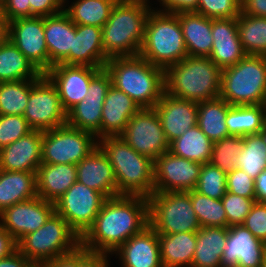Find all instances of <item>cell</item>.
Wrapping results in <instances>:
<instances>
[{
	"mask_svg": "<svg viewBox=\"0 0 266 267\" xmlns=\"http://www.w3.org/2000/svg\"><path fill=\"white\" fill-rule=\"evenodd\" d=\"M148 219V198L126 195L107 198L93 225L81 237V246L112 254L147 227Z\"/></svg>",
	"mask_w": 266,
	"mask_h": 267,
	"instance_id": "cell-1",
	"label": "cell"
},
{
	"mask_svg": "<svg viewBox=\"0 0 266 267\" xmlns=\"http://www.w3.org/2000/svg\"><path fill=\"white\" fill-rule=\"evenodd\" d=\"M150 0H118L108 21L102 27L105 56L129 57L139 55L147 18L153 7Z\"/></svg>",
	"mask_w": 266,
	"mask_h": 267,
	"instance_id": "cell-2",
	"label": "cell"
},
{
	"mask_svg": "<svg viewBox=\"0 0 266 267\" xmlns=\"http://www.w3.org/2000/svg\"><path fill=\"white\" fill-rule=\"evenodd\" d=\"M104 68L110 74L112 85L140 108H154L165 92L164 70L140 55L111 58Z\"/></svg>",
	"mask_w": 266,
	"mask_h": 267,
	"instance_id": "cell-3",
	"label": "cell"
},
{
	"mask_svg": "<svg viewBox=\"0 0 266 267\" xmlns=\"http://www.w3.org/2000/svg\"><path fill=\"white\" fill-rule=\"evenodd\" d=\"M99 146L113 167L119 195L148 198L154 192V161L130 147L121 136L105 137Z\"/></svg>",
	"mask_w": 266,
	"mask_h": 267,
	"instance_id": "cell-4",
	"label": "cell"
},
{
	"mask_svg": "<svg viewBox=\"0 0 266 267\" xmlns=\"http://www.w3.org/2000/svg\"><path fill=\"white\" fill-rule=\"evenodd\" d=\"M221 72L209 57L187 56L164 71L165 92L195 102L218 98Z\"/></svg>",
	"mask_w": 266,
	"mask_h": 267,
	"instance_id": "cell-5",
	"label": "cell"
},
{
	"mask_svg": "<svg viewBox=\"0 0 266 267\" xmlns=\"http://www.w3.org/2000/svg\"><path fill=\"white\" fill-rule=\"evenodd\" d=\"M139 55L164 71L188 56L176 14L151 10Z\"/></svg>",
	"mask_w": 266,
	"mask_h": 267,
	"instance_id": "cell-6",
	"label": "cell"
},
{
	"mask_svg": "<svg viewBox=\"0 0 266 267\" xmlns=\"http://www.w3.org/2000/svg\"><path fill=\"white\" fill-rule=\"evenodd\" d=\"M220 97L230 105L266 103V56L246 55L222 69Z\"/></svg>",
	"mask_w": 266,
	"mask_h": 267,
	"instance_id": "cell-7",
	"label": "cell"
},
{
	"mask_svg": "<svg viewBox=\"0 0 266 267\" xmlns=\"http://www.w3.org/2000/svg\"><path fill=\"white\" fill-rule=\"evenodd\" d=\"M81 245V238L68 222L54 212L45 224L17 242V249L33 264H45L69 254Z\"/></svg>",
	"mask_w": 266,
	"mask_h": 267,
	"instance_id": "cell-8",
	"label": "cell"
},
{
	"mask_svg": "<svg viewBox=\"0 0 266 267\" xmlns=\"http://www.w3.org/2000/svg\"><path fill=\"white\" fill-rule=\"evenodd\" d=\"M149 225L158 234L197 232L201 226L191 202L190 191L153 192L148 197Z\"/></svg>",
	"mask_w": 266,
	"mask_h": 267,
	"instance_id": "cell-9",
	"label": "cell"
},
{
	"mask_svg": "<svg viewBox=\"0 0 266 267\" xmlns=\"http://www.w3.org/2000/svg\"><path fill=\"white\" fill-rule=\"evenodd\" d=\"M99 146L96 135L65 124L43 131L41 160L45 164H75Z\"/></svg>",
	"mask_w": 266,
	"mask_h": 267,
	"instance_id": "cell-10",
	"label": "cell"
},
{
	"mask_svg": "<svg viewBox=\"0 0 266 267\" xmlns=\"http://www.w3.org/2000/svg\"><path fill=\"white\" fill-rule=\"evenodd\" d=\"M106 199L102 193L76 181L54 203L55 212L62 216L81 238L93 225Z\"/></svg>",
	"mask_w": 266,
	"mask_h": 267,
	"instance_id": "cell-11",
	"label": "cell"
},
{
	"mask_svg": "<svg viewBox=\"0 0 266 267\" xmlns=\"http://www.w3.org/2000/svg\"><path fill=\"white\" fill-rule=\"evenodd\" d=\"M23 117L33 130L46 131L66 124L67 112L55 85L45 74L32 85Z\"/></svg>",
	"mask_w": 266,
	"mask_h": 267,
	"instance_id": "cell-12",
	"label": "cell"
},
{
	"mask_svg": "<svg viewBox=\"0 0 266 267\" xmlns=\"http://www.w3.org/2000/svg\"><path fill=\"white\" fill-rule=\"evenodd\" d=\"M121 137L130 147L153 161L169 151V142L155 108H141L136 112Z\"/></svg>",
	"mask_w": 266,
	"mask_h": 267,
	"instance_id": "cell-13",
	"label": "cell"
},
{
	"mask_svg": "<svg viewBox=\"0 0 266 267\" xmlns=\"http://www.w3.org/2000/svg\"><path fill=\"white\" fill-rule=\"evenodd\" d=\"M112 85L110 74L102 68L90 81L86 96L67 112L66 124L88 131L100 140L104 100Z\"/></svg>",
	"mask_w": 266,
	"mask_h": 267,
	"instance_id": "cell-14",
	"label": "cell"
},
{
	"mask_svg": "<svg viewBox=\"0 0 266 267\" xmlns=\"http://www.w3.org/2000/svg\"><path fill=\"white\" fill-rule=\"evenodd\" d=\"M202 164L167 151L154 160V192L194 190Z\"/></svg>",
	"mask_w": 266,
	"mask_h": 267,
	"instance_id": "cell-15",
	"label": "cell"
},
{
	"mask_svg": "<svg viewBox=\"0 0 266 267\" xmlns=\"http://www.w3.org/2000/svg\"><path fill=\"white\" fill-rule=\"evenodd\" d=\"M7 38L42 74L49 70L44 17L18 18L8 22Z\"/></svg>",
	"mask_w": 266,
	"mask_h": 267,
	"instance_id": "cell-16",
	"label": "cell"
},
{
	"mask_svg": "<svg viewBox=\"0 0 266 267\" xmlns=\"http://www.w3.org/2000/svg\"><path fill=\"white\" fill-rule=\"evenodd\" d=\"M54 212V203L36 196L4 209L0 213V225L18 242L42 227Z\"/></svg>",
	"mask_w": 266,
	"mask_h": 267,
	"instance_id": "cell-17",
	"label": "cell"
},
{
	"mask_svg": "<svg viewBox=\"0 0 266 267\" xmlns=\"http://www.w3.org/2000/svg\"><path fill=\"white\" fill-rule=\"evenodd\" d=\"M266 244L243 225L228 227L226 246L221 258L222 267H263Z\"/></svg>",
	"mask_w": 266,
	"mask_h": 267,
	"instance_id": "cell-18",
	"label": "cell"
},
{
	"mask_svg": "<svg viewBox=\"0 0 266 267\" xmlns=\"http://www.w3.org/2000/svg\"><path fill=\"white\" fill-rule=\"evenodd\" d=\"M102 68L56 64L45 75L55 85L66 112L84 99L91 79Z\"/></svg>",
	"mask_w": 266,
	"mask_h": 267,
	"instance_id": "cell-19",
	"label": "cell"
},
{
	"mask_svg": "<svg viewBox=\"0 0 266 267\" xmlns=\"http://www.w3.org/2000/svg\"><path fill=\"white\" fill-rule=\"evenodd\" d=\"M154 108L161 119L169 143L197 125L198 107L195 101L164 92Z\"/></svg>",
	"mask_w": 266,
	"mask_h": 267,
	"instance_id": "cell-20",
	"label": "cell"
},
{
	"mask_svg": "<svg viewBox=\"0 0 266 267\" xmlns=\"http://www.w3.org/2000/svg\"><path fill=\"white\" fill-rule=\"evenodd\" d=\"M112 254L119 256L120 267H163L158 233L150 225L130 237Z\"/></svg>",
	"mask_w": 266,
	"mask_h": 267,
	"instance_id": "cell-21",
	"label": "cell"
},
{
	"mask_svg": "<svg viewBox=\"0 0 266 267\" xmlns=\"http://www.w3.org/2000/svg\"><path fill=\"white\" fill-rule=\"evenodd\" d=\"M77 181L102 193L106 198L118 196L113 167L98 146L76 165Z\"/></svg>",
	"mask_w": 266,
	"mask_h": 267,
	"instance_id": "cell-22",
	"label": "cell"
},
{
	"mask_svg": "<svg viewBox=\"0 0 266 267\" xmlns=\"http://www.w3.org/2000/svg\"><path fill=\"white\" fill-rule=\"evenodd\" d=\"M212 51L209 59L221 70L246 56L239 39L237 18L212 19Z\"/></svg>",
	"mask_w": 266,
	"mask_h": 267,
	"instance_id": "cell-23",
	"label": "cell"
},
{
	"mask_svg": "<svg viewBox=\"0 0 266 267\" xmlns=\"http://www.w3.org/2000/svg\"><path fill=\"white\" fill-rule=\"evenodd\" d=\"M43 131L32 130L27 135L0 150V170L37 172L42 163Z\"/></svg>",
	"mask_w": 266,
	"mask_h": 267,
	"instance_id": "cell-24",
	"label": "cell"
},
{
	"mask_svg": "<svg viewBox=\"0 0 266 267\" xmlns=\"http://www.w3.org/2000/svg\"><path fill=\"white\" fill-rule=\"evenodd\" d=\"M44 33L49 55V69L56 64L70 65L76 24L62 11L44 17Z\"/></svg>",
	"mask_w": 266,
	"mask_h": 267,
	"instance_id": "cell-25",
	"label": "cell"
},
{
	"mask_svg": "<svg viewBox=\"0 0 266 267\" xmlns=\"http://www.w3.org/2000/svg\"><path fill=\"white\" fill-rule=\"evenodd\" d=\"M140 109L125 92L111 85L102 109L100 139L121 136L129 119Z\"/></svg>",
	"mask_w": 266,
	"mask_h": 267,
	"instance_id": "cell-26",
	"label": "cell"
},
{
	"mask_svg": "<svg viewBox=\"0 0 266 267\" xmlns=\"http://www.w3.org/2000/svg\"><path fill=\"white\" fill-rule=\"evenodd\" d=\"M108 60L103 49L102 28L76 24L73 50H70V65L104 68Z\"/></svg>",
	"mask_w": 266,
	"mask_h": 267,
	"instance_id": "cell-27",
	"label": "cell"
},
{
	"mask_svg": "<svg viewBox=\"0 0 266 267\" xmlns=\"http://www.w3.org/2000/svg\"><path fill=\"white\" fill-rule=\"evenodd\" d=\"M75 164L41 163L36 172L37 194L55 203L76 181Z\"/></svg>",
	"mask_w": 266,
	"mask_h": 267,
	"instance_id": "cell-28",
	"label": "cell"
},
{
	"mask_svg": "<svg viewBox=\"0 0 266 267\" xmlns=\"http://www.w3.org/2000/svg\"><path fill=\"white\" fill-rule=\"evenodd\" d=\"M180 21L188 56L209 57L212 51V19L196 12L176 14Z\"/></svg>",
	"mask_w": 266,
	"mask_h": 267,
	"instance_id": "cell-29",
	"label": "cell"
},
{
	"mask_svg": "<svg viewBox=\"0 0 266 267\" xmlns=\"http://www.w3.org/2000/svg\"><path fill=\"white\" fill-rule=\"evenodd\" d=\"M38 196L36 172L0 170V213Z\"/></svg>",
	"mask_w": 266,
	"mask_h": 267,
	"instance_id": "cell-30",
	"label": "cell"
},
{
	"mask_svg": "<svg viewBox=\"0 0 266 267\" xmlns=\"http://www.w3.org/2000/svg\"><path fill=\"white\" fill-rule=\"evenodd\" d=\"M227 237V227H201L196 232L192 267H222L221 258Z\"/></svg>",
	"mask_w": 266,
	"mask_h": 267,
	"instance_id": "cell-31",
	"label": "cell"
},
{
	"mask_svg": "<svg viewBox=\"0 0 266 267\" xmlns=\"http://www.w3.org/2000/svg\"><path fill=\"white\" fill-rule=\"evenodd\" d=\"M163 267H192L196 232L158 234Z\"/></svg>",
	"mask_w": 266,
	"mask_h": 267,
	"instance_id": "cell-32",
	"label": "cell"
},
{
	"mask_svg": "<svg viewBox=\"0 0 266 267\" xmlns=\"http://www.w3.org/2000/svg\"><path fill=\"white\" fill-rule=\"evenodd\" d=\"M43 74L6 38L0 45V82L39 79Z\"/></svg>",
	"mask_w": 266,
	"mask_h": 267,
	"instance_id": "cell-33",
	"label": "cell"
},
{
	"mask_svg": "<svg viewBox=\"0 0 266 267\" xmlns=\"http://www.w3.org/2000/svg\"><path fill=\"white\" fill-rule=\"evenodd\" d=\"M230 106L221 97L197 102V125L213 143L230 136L225 123Z\"/></svg>",
	"mask_w": 266,
	"mask_h": 267,
	"instance_id": "cell-34",
	"label": "cell"
},
{
	"mask_svg": "<svg viewBox=\"0 0 266 267\" xmlns=\"http://www.w3.org/2000/svg\"><path fill=\"white\" fill-rule=\"evenodd\" d=\"M225 123L229 135L243 137L258 134L266 123L265 104L231 105Z\"/></svg>",
	"mask_w": 266,
	"mask_h": 267,
	"instance_id": "cell-35",
	"label": "cell"
},
{
	"mask_svg": "<svg viewBox=\"0 0 266 267\" xmlns=\"http://www.w3.org/2000/svg\"><path fill=\"white\" fill-rule=\"evenodd\" d=\"M67 1V3H66ZM64 0L63 11L77 25H92L102 28L108 21L111 11L118 0ZM68 7V8H66Z\"/></svg>",
	"mask_w": 266,
	"mask_h": 267,
	"instance_id": "cell-36",
	"label": "cell"
},
{
	"mask_svg": "<svg viewBox=\"0 0 266 267\" xmlns=\"http://www.w3.org/2000/svg\"><path fill=\"white\" fill-rule=\"evenodd\" d=\"M213 142L196 125L169 143V151L200 164L210 162Z\"/></svg>",
	"mask_w": 266,
	"mask_h": 267,
	"instance_id": "cell-37",
	"label": "cell"
},
{
	"mask_svg": "<svg viewBox=\"0 0 266 267\" xmlns=\"http://www.w3.org/2000/svg\"><path fill=\"white\" fill-rule=\"evenodd\" d=\"M237 27L246 55L266 56V17L240 13L237 17Z\"/></svg>",
	"mask_w": 266,
	"mask_h": 267,
	"instance_id": "cell-38",
	"label": "cell"
},
{
	"mask_svg": "<svg viewBox=\"0 0 266 267\" xmlns=\"http://www.w3.org/2000/svg\"><path fill=\"white\" fill-rule=\"evenodd\" d=\"M38 79L0 82V115L23 116L32 85Z\"/></svg>",
	"mask_w": 266,
	"mask_h": 267,
	"instance_id": "cell-39",
	"label": "cell"
},
{
	"mask_svg": "<svg viewBox=\"0 0 266 267\" xmlns=\"http://www.w3.org/2000/svg\"><path fill=\"white\" fill-rule=\"evenodd\" d=\"M243 142L242 152L238 155V168L256 179L266 169V147L259 133L243 136Z\"/></svg>",
	"mask_w": 266,
	"mask_h": 267,
	"instance_id": "cell-40",
	"label": "cell"
},
{
	"mask_svg": "<svg viewBox=\"0 0 266 267\" xmlns=\"http://www.w3.org/2000/svg\"><path fill=\"white\" fill-rule=\"evenodd\" d=\"M191 202L201 227H227L221 199H213L191 190Z\"/></svg>",
	"mask_w": 266,
	"mask_h": 267,
	"instance_id": "cell-41",
	"label": "cell"
},
{
	"mask_svg": "<svg viewBox=\"0 0 266 267\" xmlns=\"http://www.w3.org/2000/svg\"><path fill=\"white\" fill-rule=\"evenodd\" d=\"M243 137L227 136L212 146L210 163L228 174L238 167V155L243 149Z\"/></svg>",
	"mask_w": 266,
	"mask_h": 267,
	"instance_id": "cell-42",
	"label": "cell"
},
{
	"mask_svg": "<svg viewBox=\"0 0 266 267\" xmlns=\"http://www.w3.org/2000/svg\"><path fill=\"white\" fill-rule=\"evenodd\" d=\"M227 174L210 162L201 166L195 191L213 199H221L227 192Z\"/></svg>",
	"mask_w": 266,
	"mask_h": 267,
	"instance_id": "cell-43",
	"label": "cell"
},
{
	"mask_svg": "<svg viewBox=\"0 0 266 267\" xmlns=\"http://www.w3.org/2000/svg\"><path fill=\"white\" fill-rule=\"evenodd\" d=\"M196 13L210 19L237 18L241 0H198Z\"/></svg>",
	"mask_w": 266,
	"mask_h": 267,
	"instance_id": "cell-44",
	"label": "cell"
},
{
	"mask_svg": "<svg viewBox=\"0 0 266 267\" xmlns=\"http://www.w3.org/2000/svg\"><path fill=\"white\" fill-rule=\"evenodd\" d=\"M32 130L21 115H0V150Z\"/></svg>",
	"mask_w": 266,
	"mask_h": 267,
	"instance_id": "cell-45",
	"label": "cell"
},
{
	"mask_svg": "<svg viewBox=\"0 0 266 267\" xmlns=\"http://www.w3.org/2000/svg\"><path fill=\"white\" fill-rule=\"evenodd\" d=\"M227 217V228L242 225L256 199L242 197L230 192L221 198Z\"/></svg>",
	"mask_w": 266,
	"mask_h": 267,
	"instance_id": "cell-46",
	"label": "cell"
},
{
	"mask_svg": "<svg viewBox=\"0 0 266 267\" xmlns=\"http://www.w3.org/2000/svg\"><path fill=\"white\" fill-rule=\"evenodd\" d=\"M254 183L255 179L251 178L245 171L238 167L227 174V192L256 199Z\"/></svg>",
	"mask_w": 266,
	"mask_h": 267,
	"instance_id": "cell-47",
	"label": "cell"
},
{
	"mask_svg": "<svg viewBox=\"0 0 266 267\" xmlns=\"http://www.w3.org/2000/svg\"><path fill=\"white\" fill-rule=\"evenodd\" d=\"M242 225L266 244V202H255Z\"/></svg>",
	"mask_w": 266,
	"mask_h": 267,
	"instance_id": "cell-48",
	"label": "cell"
},
{
	"mask_svg": "<svg viewBox=\"0 0 266 267\" xmlns=\"http://www.w3.org/2000/svg\"><path fill=\"white\" fill-rule=\"evenodd\" d=\"M30 0H2L0 2V15L8 23L18 18H30Z\"/></svg>",
	"mask_w": 266,
	"mask_h": 267,
	"instance_id": "cell-49",
	"label": "cell"
},
{
	"mask_svg": "<svg viewBox=\"0 0 266 267\" xmlns=\"http://www.w3.org/2000/svg\"><path fill=\"white\" fill-rule=\"evenodd\" d=\"M31 17H45L63 11L64 0H30Z\"/></svg>",
	"mask_w": 266,
	"mask_h": 267,
	"instance_id": "cell-50",
	"label": "cell"
},
{
	"mask_svg": "<svg viewBox=\"0 0 266 267\" xmlns=\"http://www.w3.org/2000/svg\"><path fill=\"white\" fill-rule=\"evenodd\" d=\"M110 253L93 252L79 246V267H110ZM109 257V258H108Z\"/></svg>",
	"mask_w": 266,
	"mask_h": 267,
	"instance_id": "cell-51",
	"label": "cell"
},
{
	"mask_svg": "<svg viewBox=\"0 0 266 267\" xmlns=\"http://www.w3.org/2000/svg\"><path fill=\"white\" fill-rule=\"evenodd\" d=\"M158 2L163 7L161 9H155L153 7V9L166 13L196 12L198 7V0H158Z\"/></svg>",
	"mask_w": 266,
	"mask_h": 267,
	"instance_id": "cell-52",
	"label": "cell"
},
{
	"mask_svg": "<svg viewBox=\"0 0 266 267\" xmlns=\"http://www.w3.org/2000/svg\"><path fill=\"white\" fill-rule=\"evenodd\" d=\"M241 13L266 17V0H241Z\"/></svg>",
	"mask_w": 266,
	"mask_h": 267,
	"instance_id": "cell-53",
	"label": "cell"
},
{
	"mask_svg": "<svg viewBox=\"0 0 266 267\" xmlns=\"http://www.w3.org/2000/svg\"><path fill=\"white\" fill-rule=\"evenodd\" d=\"M42 267H79V247L69 254L46 262Z\"/></svg>",
	"mask_w": 266,
	"mask_h": 267,
	"instance_id": "cell-54",
	"label": "cell"
},
{
	"mask_svg": "<svg viewBox=\"0 0 266 267\" xmlns=\"http://www.w3.org/2000/svg\"><path fill=\"white\" fill-rule=\"evenodd\" d=\"M16 250V240L0 225V259L10 256Z\"/></svg>",
	"mask_w": 266,
	"mask_h": 267,
	"instance_id": "cell-55",
	"label": "cell"
},
{
	"mask_svg": "<svg viewBox=\"0 0 266 267\" xmlns=\"http://www.w3.org/2000/svg\"><path fill=\"white\" fill-rule=\"evenodd\" d=\"M33 263L28 260L18 249L10 256L0 259V267H31Z\"/></svg>",
	"mask_w": 266,
	"mask_h": 267,
	"instance_id": "cell-56",
	"label": "cell"
},
{
	"mask_svg": "<svg viewBox=\"0 0 266 267\" xmlns=\"http://www.w3.org/2000/svg\"><path fill=\"white\" fill-rule=\"evenodd\" d=\"M256 202H266V169L255 179Z\"/></svg>",
	"mask_w": 266,
	"mask_h": 267,
	"instance_id": "cell-57",
	"label": "cell"
},
{
	"mask_svg": "<svg viewBox=\"0 0 266 267\" xmlns=\"http://www.w3.org/2000/svg\"><path fill=\"white\" fill-rule=\"evenodd\" d=\"M7 38V22L0 15V45Z\"/></svg>",
	"mask_w": 266,
	"mask_h": 267,
	"instance_id": "cell-58",
	"label": "cell"
},
{
	"mask_svg": "<svg viewBox=\"0 0 266 267\" xmlns=\"http://www.w3.org/2000/svg\"><path fill=\"white\" fill-rule=\"evenodd\" d=\"M259 134L263 140V144L266 147V123H265L264 127L262 128V130L259 132Z\"/></svg>",
	"mask_w": 266,
	"mask_h": 267,
	"instance_id": "cell-59",
	"label": "cell"
},
{
	"mask_svg": "<svg viewBox=\"0 0 266 267\" xmlns=\"http://www.w3.org/2000/svg\"><path fill=\"white\" fill-rule=\"evenodd\" d=\"M31 267H42L41 264H33Z\"/></svg>",
	"mask_w": 266,
	"mask_h": 267,
	"instance_id": "cell-60",
	"label": "cell"
}]
</instances>
